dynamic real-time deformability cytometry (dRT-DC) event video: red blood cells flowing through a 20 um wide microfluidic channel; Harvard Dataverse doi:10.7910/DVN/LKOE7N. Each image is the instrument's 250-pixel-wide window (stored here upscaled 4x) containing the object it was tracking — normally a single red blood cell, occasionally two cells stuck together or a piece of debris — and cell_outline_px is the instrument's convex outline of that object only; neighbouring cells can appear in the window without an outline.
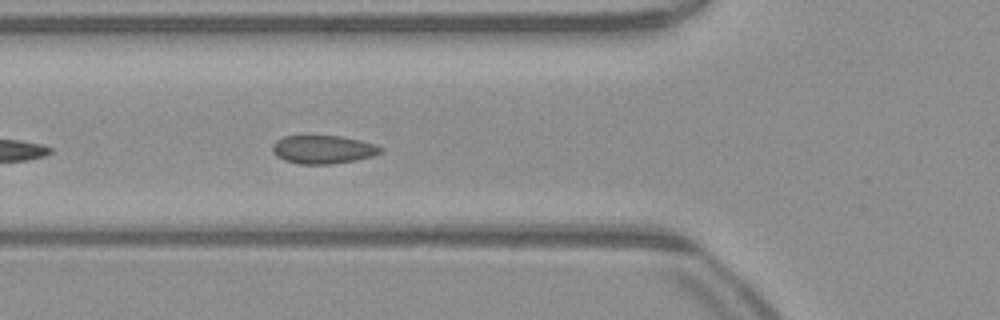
{"species": "common noctule bat (a hibernating species)", "species_latin": "Nyctalus noctula", "temperature_condition": "warm", "stored_images_in_passage": 38, "camera_frame_rate_fps": 3000, "um_per_image_px": 0.085, "animal": {"sex": "male", "body_mass_g": 23.1, "forearm_length_mm": 52.7}, "frame": {"image": 1, "passage_image": 6, "time_ms": 1.667, "image_size_px": [1000, 320], "cell_outline_px": [[384, 152], [372, 156], [356, 160], [332, 164], [300, 164], [284, 160], [276, 156], [272, 152], [272, 144], [276, 140], [284, 136], [304, 132], [308, 132], [340, 136], [360, 140], [376, 144], [384, 148]], "centroid_in_image_um": [27.42, 12.65], "position_along_channel_um": 98.4, "area_um2": 18.9}}
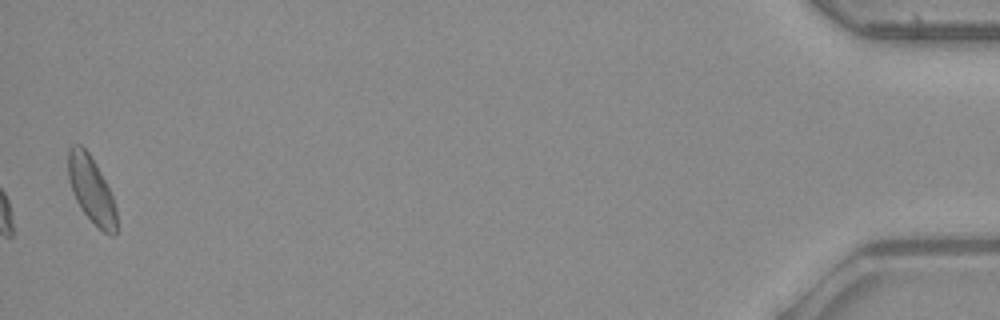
{"frame": {"image": 2, "passage_image": 38, "time_ms": 12.333, "image_size_px": [1000, 320], "cell_outline_px": [[116, 232], [112, 236], [104, 232], [84, 212], [76, 200], [68, 176], [68, 148], [72, 144], [80, 144], [88, 152], [100, 172], [112, 196], [116, 208]], "centroid_in_image_um": [7.75, 16.09], "position_along_channel_um": 427.4, "area_um2": 18.21}, "authors_computed_cell_mechanics": {"area_um2": 16.0106, "velocity_mm_per_s": 4.0366, "shape_relaxation_time_tau1_ms": null, "shape_relaxation_time_tau2_ms": 5.3653, "deformation_change_tau1": null, "deformation_change_tau2": 0.096}}